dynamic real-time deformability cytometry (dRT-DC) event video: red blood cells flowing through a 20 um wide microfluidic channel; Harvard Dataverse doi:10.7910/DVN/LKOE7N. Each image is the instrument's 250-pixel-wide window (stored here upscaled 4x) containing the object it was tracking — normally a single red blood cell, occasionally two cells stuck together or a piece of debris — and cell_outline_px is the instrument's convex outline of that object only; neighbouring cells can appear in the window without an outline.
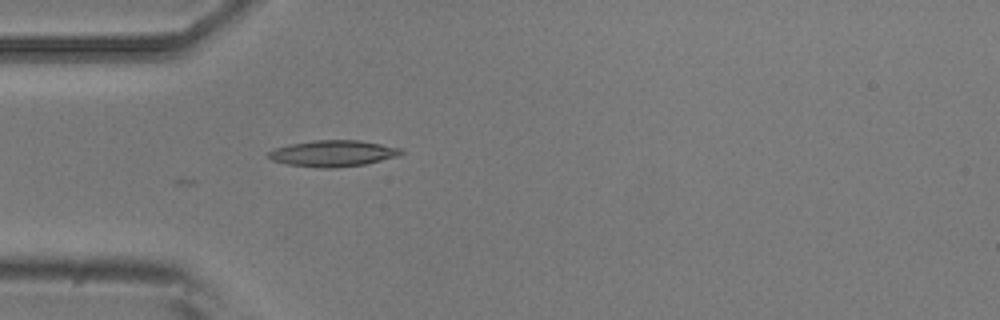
{"species": "common noctule bat (a hibernating species)", "species_latin": "Nyctalus noctula", "temperature_condition": "room temperature", "stored_images_in_passage": 31, "camera_frame_rate_fps": 3000, "um_per_image_px": 0.085, "animal": {"sex": "male", "body_mass_g": 20.5, "forearm_length_mm": 52.5}, "frame": {"image": 1, "passage_image": 1, "time_ms": 0.0, "image_size_px": [1000, 320], "cell_outline_px": [[404, 152], [396, 156], [364, 164], [336, 168], [320, 168], [288, 164], [272, 160], [268, 156], [268, 152], [272, 148], [288, 144], [312, 140], [360, 140], [400, 148]], "centroid_in_image_um": [28.24, 13.03], "position_along_channel_um": 56.8, "area_um2": 20.23}}
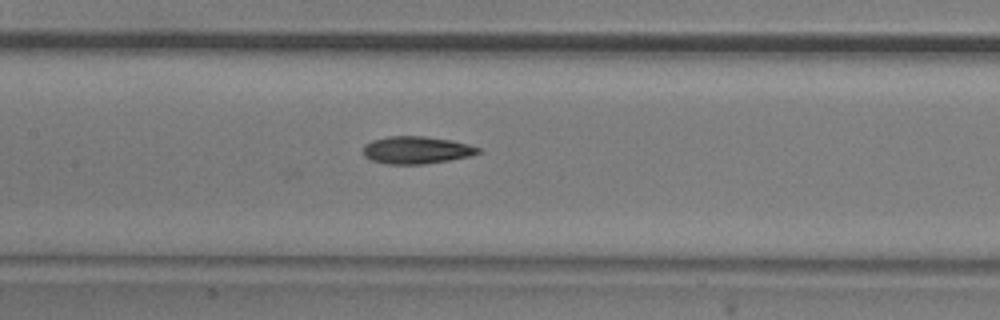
{"frame": {"image": 2, "passage_image": 10, "time_ms": 3.0, "image_size_px": [1000, 320], "cell_outline_px": [[480, 152], [468, 156], [448, 160], [424, 164], [388, 164], [372, 160], [364, 156], [364, 144], [372, 140], [388, 136], [424, 136], [452, 140], [468, 144], [480, 148]], "centroid_in_image_um": [35.38, 12.74], "position_along_channel_um": 172.0, "area_um2": 18.26}}
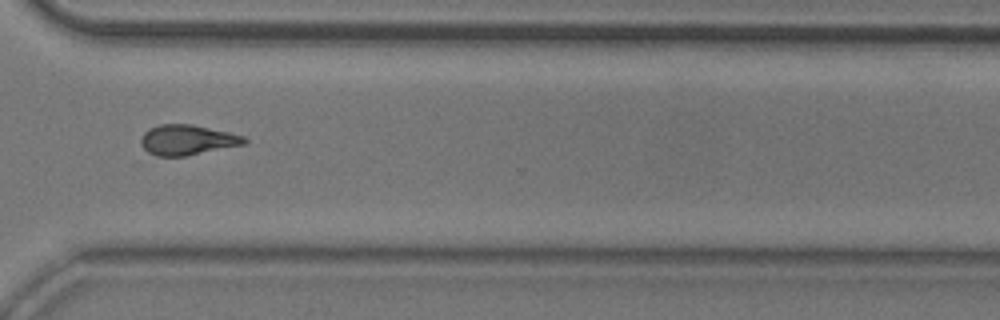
{"frame": {"image": 3, "passage_image": 24, "time_ms": 7.667, "image_size_px": [1000, 320], "cell_outline_px": [[248, 140], [244, 144], [184, 156], [156, 156], [148, 152], [140, 144], [140, 140], [144, 132], [148, 128], [160, 124], [192, 124], [228, 132], [244, 136]], "centroid_in_image_um": [15.88, 11.88], "position_along_channel_um": 354.7, "area_um2": 18.09}, "authors_computed_cell_mechanics": {"area_um2": 18.2648, "velocity_mm_per_s": 3.9266, "shape_relaxation_time_tau1_ms": 4.4184, "shape_relaxation_time_tau2_ms": 6.0308, "deformation_change_tau1": 0.157, "deformation_change_tau2": 0.153}}